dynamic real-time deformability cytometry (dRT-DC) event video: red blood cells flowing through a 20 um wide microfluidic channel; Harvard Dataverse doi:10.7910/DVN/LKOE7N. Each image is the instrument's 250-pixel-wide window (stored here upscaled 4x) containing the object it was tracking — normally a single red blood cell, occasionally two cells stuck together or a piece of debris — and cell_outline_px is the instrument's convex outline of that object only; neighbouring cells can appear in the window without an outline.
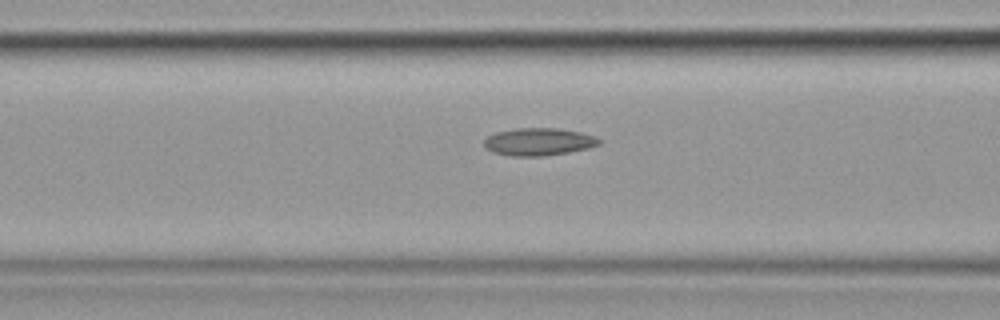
{"species": "common noctule bat (a hibernating species)", "species_latin": "Nyctalus noctula", "temperature_condition": "cold", "stored_images_in_passage": 18, "camera_frame_rate_fps": 3000, "um_per_image_px": 0.085, "animal": {"sex": "female", "body_mass_g": 19.9}, "frame": {"image": 1, "passage_image": 16, "time_ms": 5.0, "image_size_px": [1000, 320], "cell_outline_px": [[600, 144], [588, 148], [568, 152], [544, 156], [512, 156], [492, 152], [484, 148], [484, 140], [488, 136], [496, 132], [516, 128], [556, 128], [580, 132], [596, 136], [600, 140]], "centroid_in_image_um": [45.76, 12.05], "position_along_channel_um": 120.8, "area_um2": 18.5}}